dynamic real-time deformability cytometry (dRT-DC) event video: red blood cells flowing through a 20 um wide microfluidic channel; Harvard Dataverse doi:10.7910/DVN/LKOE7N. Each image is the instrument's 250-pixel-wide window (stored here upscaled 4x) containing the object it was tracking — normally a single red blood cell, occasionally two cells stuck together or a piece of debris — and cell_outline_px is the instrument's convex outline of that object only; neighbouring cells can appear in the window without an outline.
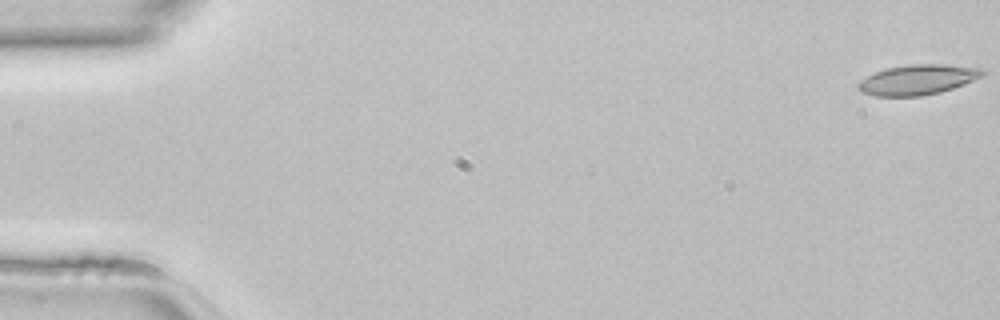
{"species": "common noctule bat (a hibernating species)", "species_latin": "Nyctalus noctula", "temperature_condition": "room temperature", "stored_images_in_passage": 47, "camera_frame_rate_fps": 3000, "um_per_image_px": 0.085, "animal": {"sex": "female", "body_mass_g": 22.7, "forearm_length_mm": 54.2}, "frame": {"image": 1, "passage_image": 1, "time_ms": 0.0, "image_size_px": [1000, 320], "cell_outline_px": [[984, 72], [980, 76], [964, 84], [940, 92], [920, 96], [872, 96], [860, 92], [856, 88], [856, 84], [860, 80], [876, 72], [888, 68], [912, 64], [944, 64], [984, 68]], "centroid_in_image_um": [77.96, 6.78], "position_along_channel_um": 7.0, "area_um2": 21.73}}
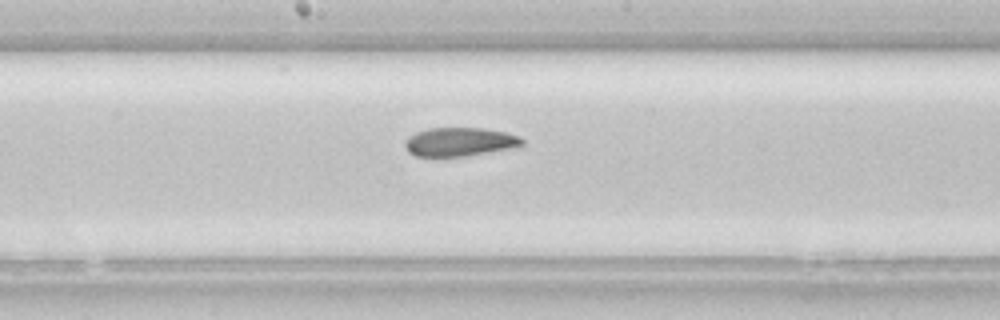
{"frame": {"image": 2, "passage_image": 25, "time_ms": 8.0, "image_size_px": [1000, 320], "cell_outline_px": [[524, 144], [516, 148], [464, 156], [416, 156], [408, 152], [404, 144], [408, 136], [416, 132], [428, 128], [484, 128], [504, 132], [520, 136], [524, 140]], "centroid_in_image_um": [39.1, 12.06], "position_along_channel_um": 209.1, "area_um2": 19.71}}
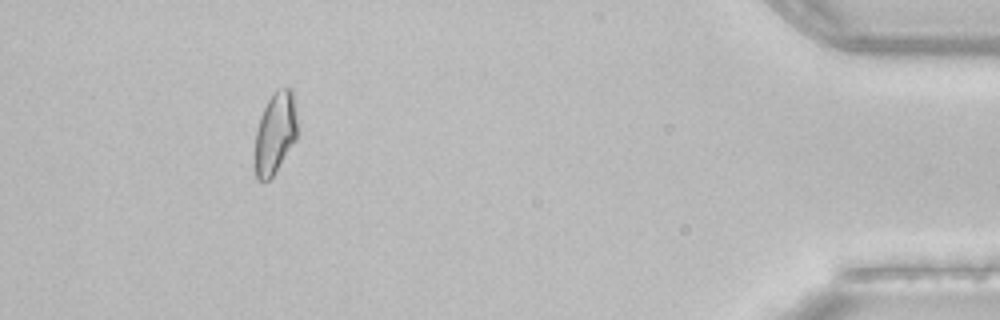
{"frame": {"image": 3, "passage_image": 43, "time_ms": 14.0, "image_size_px": [1000, 320], "cell_outline_px": [[296, 140], [276, 172], [268, 180], [256, 180], [256, 128], [260, 116], [272, 92], [276, 88], [292, 88], [296, 116]], "centroid_in_image_um": [23.39, 11.28], "position_along_channel_um": 411.8, "area_um2": 20.06}}